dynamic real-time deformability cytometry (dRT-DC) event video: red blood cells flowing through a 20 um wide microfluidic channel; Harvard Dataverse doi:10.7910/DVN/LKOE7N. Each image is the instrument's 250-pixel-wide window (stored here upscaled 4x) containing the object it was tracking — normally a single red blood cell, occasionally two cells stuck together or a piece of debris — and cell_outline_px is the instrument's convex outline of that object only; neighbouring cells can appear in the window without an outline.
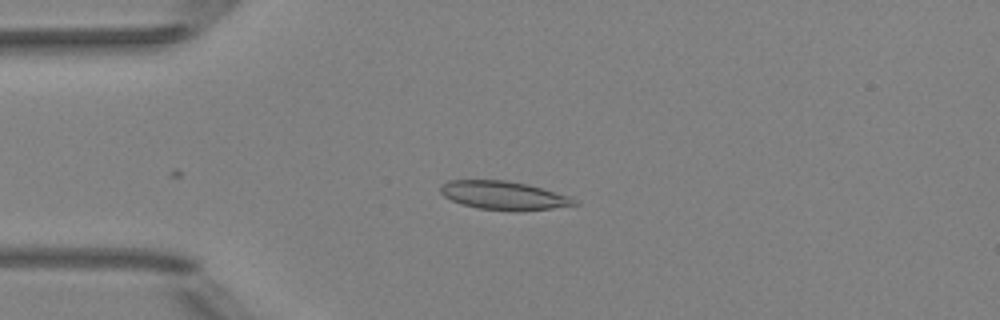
{"species": "Egyptian fruit bat (a non-hibernating species)", "species_latin": "Rousettus aegyptiacus", "temperature_condition": "room temperature", "stored_images_in_passage": 8, "camera_frame_rate_fps": 3000, "um_per_image_px": 0.085, "animal": {"sex": "female"}, "frame": {"image": 1, "passage_image": 2, "time_ms": 0.333, "image_size_px": [1000, 320], "cell_outline_px": [[580, 204], [552, 208], [516, 212], [512, 212], [480, 208], [464, 204], [452, 200], [444, 196], [440, 192], [440, 184], [448, 180], [504, 180], [528, 184], [568, 196], [576, 200]], "centroid_in_image_um": [42.8, 16.61], "position_along_channel_um": 42.2, "area_um2": 22.25}}